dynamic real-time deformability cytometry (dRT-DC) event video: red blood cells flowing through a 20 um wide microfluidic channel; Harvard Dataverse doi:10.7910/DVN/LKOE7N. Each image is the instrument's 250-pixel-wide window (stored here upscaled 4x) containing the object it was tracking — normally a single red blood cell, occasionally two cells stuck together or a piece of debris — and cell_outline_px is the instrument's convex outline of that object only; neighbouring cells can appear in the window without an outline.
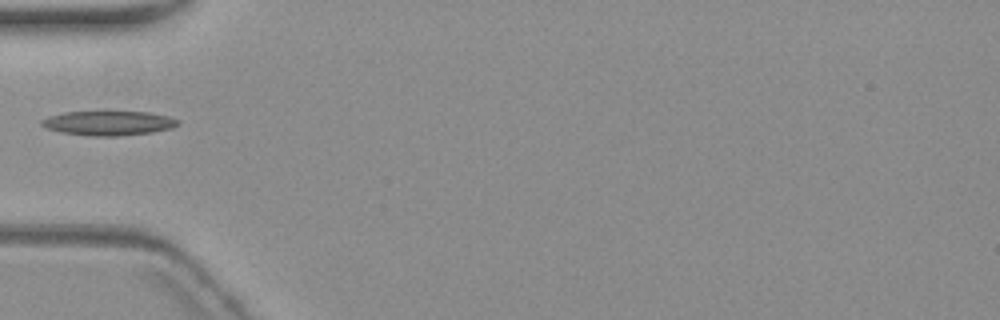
{"species": "common noctule bat (a hibernating species)", "species_latin": "Nyctalus noctula", "temperature_condition": "warm", "stored_images_in_passage": 5, "camera_frame_rate_fps": 3000, "um_per_image_px": 0.085, "animal": {"sex": "female", "body_mass_g": 19.3, "forearm_length_mm": 54.1}, "frame": {"image": 1, "passage_image": 5, "time_ms": 4.667, "image_size_px": [1000, 320], "cell_outline_px": [[180, 124], [172, 128], [152, 132], [116, 136], [88, 136], [64, 132], [48, 128], [40, 124], [40, 120], [48, 116], [64, 112], [108, 108], [148, 112], [168, 116], [180, 120]], "centroid_in_image_um": [9.24, 10.4], "position_along_channel_um": 75.8, "area_um2": 20.52}}